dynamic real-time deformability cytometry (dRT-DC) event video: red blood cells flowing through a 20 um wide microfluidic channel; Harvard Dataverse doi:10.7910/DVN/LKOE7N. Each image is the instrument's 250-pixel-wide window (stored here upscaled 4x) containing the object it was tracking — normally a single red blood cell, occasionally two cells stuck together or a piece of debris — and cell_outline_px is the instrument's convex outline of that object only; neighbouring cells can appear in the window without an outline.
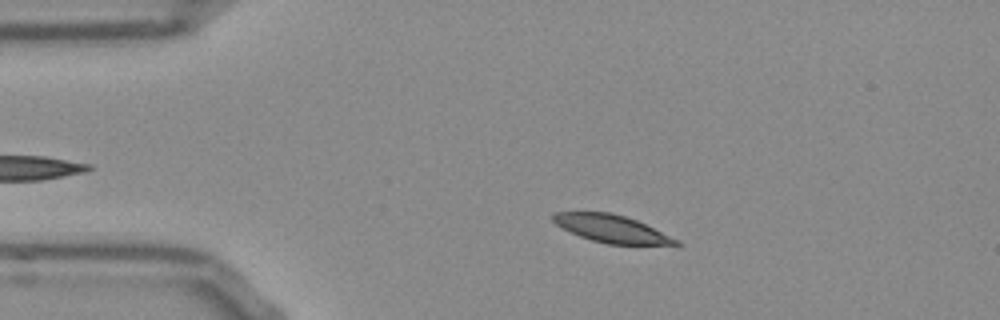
{"species": "Egyptian fruit bat (a non-hibernating species)", "species_latin": "Rousettus aegyptiacus", "temperature_condition": "room temperature", "stored_images_in_passage": 45, "camera_frame_rate_fps": 3000, "um_per_image_px": 0.085, "frame": {"image": 1, "passage_image": 8, "time_ms": 2.333, "image_size_px": [1000, 320], "cell_outline_px": [[680, 244], [608, 244], [592, 240], [580, 236], [556, 224], [552, 220], [552, 212], [608, 212], [624, 216], [636, 220], [680, 240]], "centroid_in_image_um": [51.96, 19.43], "position_along_channel_um": 33.0, "area_um2": 19.31}}
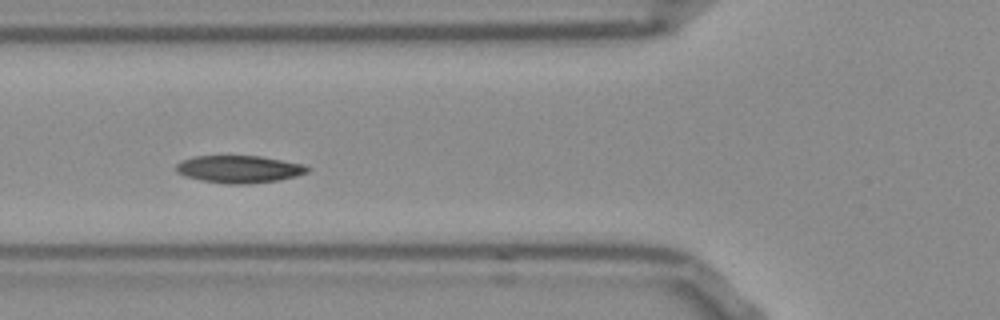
{"frame": {"image": 2, "passage_image": 17, "time_ms": 5.333, "image_size_px": [1000, 320], "cell_outline_px": [[312, 168], [308, 172], [296, 176], [280, 180], [248, 184], [224, 184], [200, 180], [184, 176], [176, 172], [176, 164], [184, 160], [196, 156], [260, 156], [304, 164]], "centroid_in_image_um": [20.35, 14.39], "position_along_channel_um": 105.4, "area_um2": 21.1}}
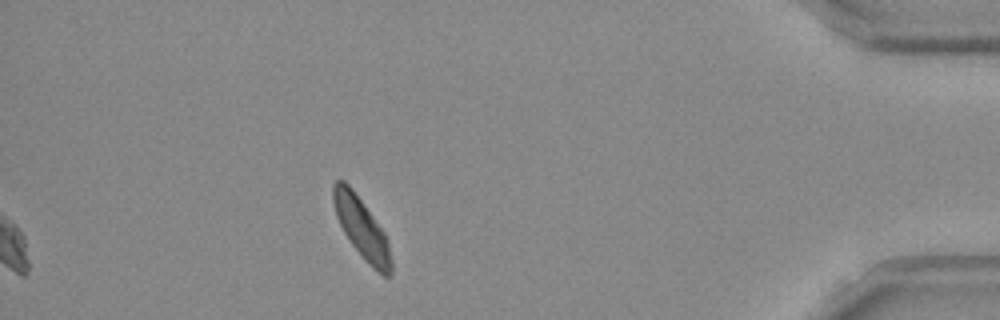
{"frame": {"image": 3, "passage_image": 45, "time_ms": 14.667, "image_size_px": [1000, 320], "cell_outline_px": [[392, 272], [388, 276], [384, 276], [372, 268], [368, 264], [352, 244], [344, 232], [336, 216], [332, 200], [332, 184], [336, 180], [344, 180], [352, 188], [384, 232], [388, 244], [392, 260]], "centroid_in_image_um": [30.73, 19.38], "position_along_channel_um": 404.5, "area_um2": 20.23}, "authors_computed_cell_mechanics": {"area_um2": 20.7502, "velocity_mm_per_s": 3.7561, "shape_relaxation_time_tau1_ms": 2.4281, "shape_relaxation_time_tau2_ms": 7.5377, "deformation_change_tau1": 0.1134, "deformation_change_tau2": 0.1471}}